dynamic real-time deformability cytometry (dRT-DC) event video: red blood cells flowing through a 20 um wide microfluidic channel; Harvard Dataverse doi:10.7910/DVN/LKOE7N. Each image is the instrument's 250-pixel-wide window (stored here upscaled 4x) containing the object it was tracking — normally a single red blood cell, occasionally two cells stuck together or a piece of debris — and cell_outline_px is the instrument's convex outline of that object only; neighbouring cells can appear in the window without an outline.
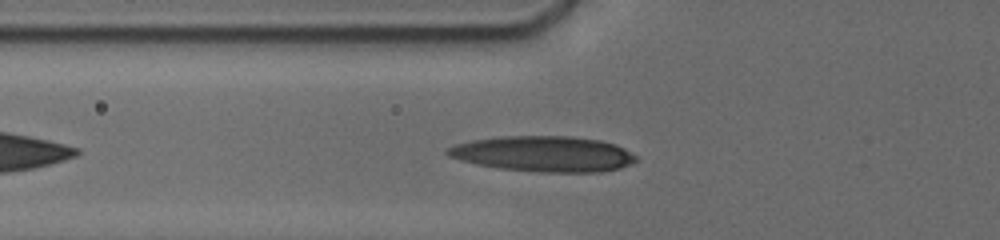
{"species": "human", "species_latin": "Homo sapiens", "temperature_condition": "cold", "stored_images_in_passage": 26, "camera_frame_rate_fps": 3000, "um_per_image_px": 0.085, "donor": {"sex": "male"}, "frame": {"image": 1, "passage_image": 5, "time_ms": 1.667, "image_size_px": [1000, 240], "cell_outline_px": [[636, 160], [632, 164], [620, 168], [600, 172], [536, 172], [500, 168], [476, 164], [460, 160], [448, 156], [444, 152], [444, 148], [456, 144], [472, 140], [500, 136], [572, 136], [600, 140], [616, 144], [624, 148], [636, 156]], "centroid_in_image_um": [46.18, 13.08], "position_along_channel_um": 79.6, "area_um2": 39.36}}
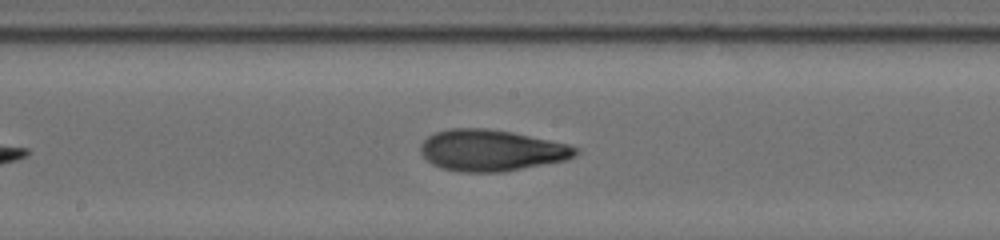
{"frame": {"image": 2, "passage_image": 14, "time_ms": 5.0, "image_size_px": [1000, 240], "cell_outline_px": [[580, 152], [576, 156], [568, 160], [504, 172], [460, 172], [440, 168], [432, 164], [420, 152], [420, 144], [428, 136], [436, 132], [448, 128], [488, 128], [512, 132], [568, 144], [580, 148]], "centroid_in_image_um": [41.79, 12.79], "position_along_channel_um": 206.4, "area_um2": 37.74}}
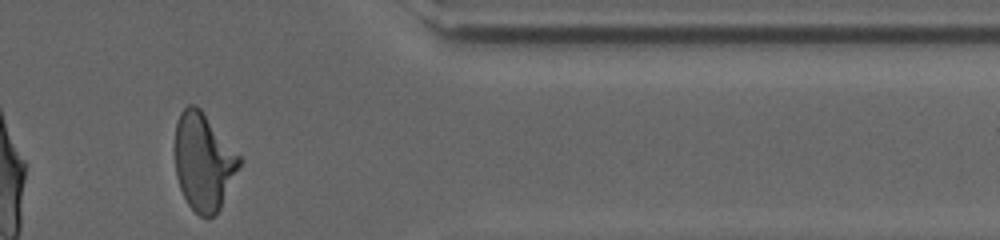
{"frame": {"image": 3, "passage_image": 26, "time_ms": 10.333, "image_size_px": [1000, 240], "cell_outline_px": [[244, 160], [220, 208], [212, 216], [200, 216], [188, 204], [180, 188], [176, 176], [176, 124], [180, 112], [188, 104], [196, 104], [200, 108]], "centroid_in_image_um": [17.33, 13.73], "position_along_channel_um": 394.1, "area_um2": 36.36}, "authors_computed_cell_mechanics": {"area_um2": 36.1828, "velocity_mm_per_s": 3.7748, "shape_relaxation_time_tau1_ms": 6.7698, "shape_relaxation_time_tau2_ms": 2.2723, "deformation_change_tau1": 0.2245, "deformation_change_tau2": 0.0981}}